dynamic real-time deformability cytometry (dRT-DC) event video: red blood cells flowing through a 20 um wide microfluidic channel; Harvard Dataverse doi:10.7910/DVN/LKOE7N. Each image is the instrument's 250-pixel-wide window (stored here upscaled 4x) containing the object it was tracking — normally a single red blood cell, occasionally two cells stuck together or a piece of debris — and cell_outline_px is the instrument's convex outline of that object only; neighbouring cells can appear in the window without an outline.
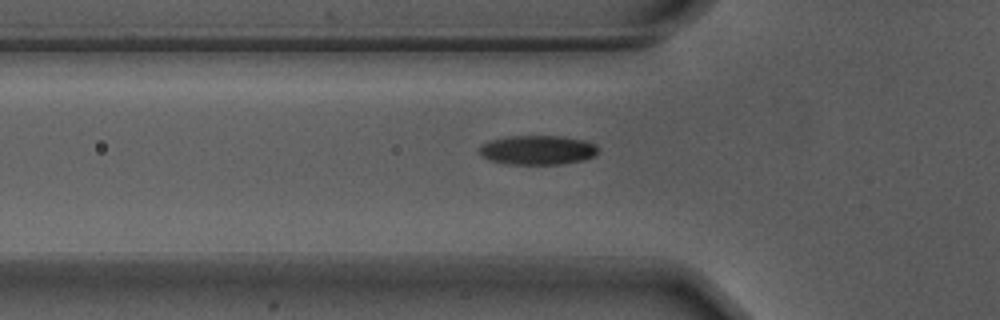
{"species": "Egyptian fruit bat (a non-hibernating species)", "species_latin": "Rousettus aegyptiacus", "temperature_condition": "warm", "stored_images_in_passage": 39, "camera_frame_rate_fps": 3000, "um_per_image_px": 0.085, "animal": {"sex": "male"}, "frame": {"image": 1, "passage_image": 3, "time_ms": 0.667, "image_size_px": [1000, 320], "cell_outline_px": [[596, 152], [592, 156], [584, 160], [560, 164], [504, 164], [488, 160], [480, 156], [480, 148], [488, 140], [512, 136], [560, 136], [584, 140], [596, 144]], "centroid_in_image_um": [45.65, 12.76], "position_along_channel_um": 80.1, "area_um2": 20.23}}
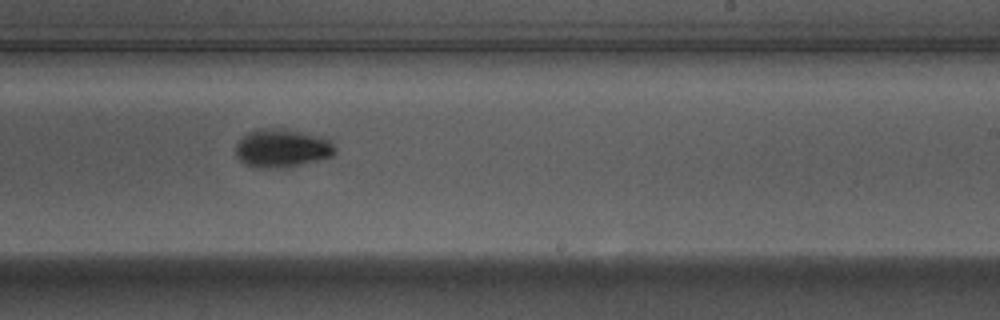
{"frame": {"image": 2, "passage_image": 18, "time_ms": 5.667, "image_size_px": [1000, 320], "cell_outline_px": [[336, 152], [332, 156], [300, 164], [280, 168], [252, 168], [244, 164], [236, 156], [236, 144], [248, 132], [260, 128], [268, 128], [292, 132], [332, 140], [336, 148]], "centroid_in_image_um": [23.92, 12.64], "position_along_channel_um": 265.1, "area_um2": 21.62}}
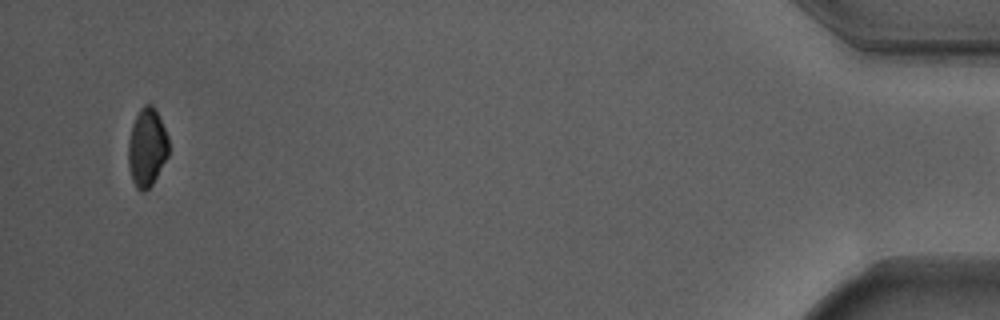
{"frame": {"image": 3, "passage_image": 38, "time_ms": 12.333, "image_size_px": [1000, 320], "cell_outline_px": [[168, 156], [152, 184], [144, 192], [140, 192], [136, 188], [132, 180], [128, 164], [128, 144], [132, 124], [140, 108], [144, 104], [152, 104], [168, 136]], "centroid_in_image_um": [12.47, 12.55], "position_along_channel_um": 422.7, "area_um2": 18.32}}